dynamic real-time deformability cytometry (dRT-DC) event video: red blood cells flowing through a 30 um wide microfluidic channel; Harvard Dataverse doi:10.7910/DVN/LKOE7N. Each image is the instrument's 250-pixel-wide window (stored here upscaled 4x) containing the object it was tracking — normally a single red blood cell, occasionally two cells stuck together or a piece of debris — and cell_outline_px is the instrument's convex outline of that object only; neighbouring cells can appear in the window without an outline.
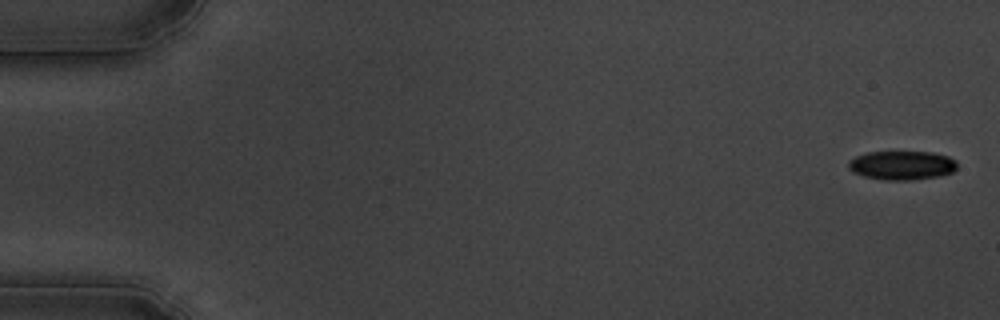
{"species": "common noctule bat (a hibernating species)", "species_latin": "Nyctalus noctula", "temperature_condition": "cold", "stored_images_in_passage": 53, "camera_frame_rate_fps": 3000, "um_per_image_px": 0.085, "animal": {"sex": "male", "body_mass_g": 19.5, "forearm_length_mm": 54.6}, "frame": {"image": 1, "passage_image": 2, "time_ms": 0.333, "image_size_px": [1000, 320], "cell_outline_px": [[956, 168], [952, 172], [940, 176], [908, 180], [884, 180], [864, 176], [852, 172], [848, 168], [848, 160], [856, 156], [868, 152], [932, 152], [948, 156], [956, 160]], "centroid_in_image_um": [76.64, 14.05], "position_along_channel_um": 8.4, "area_um2": 18.38}}
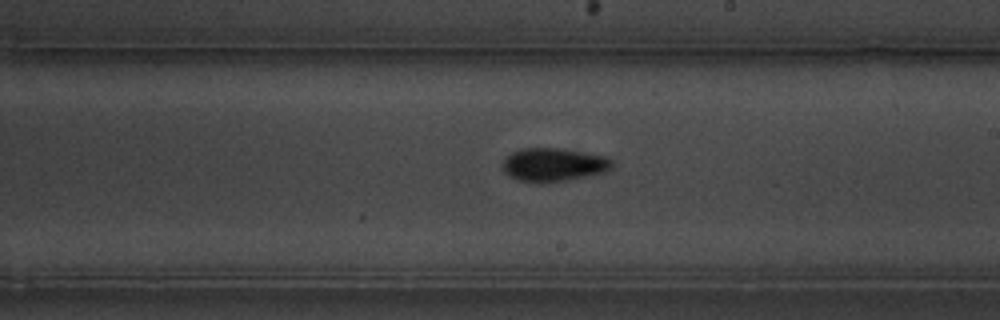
{"frame": {"image": 2, "passage_image": 33, "time_ms": 10.667, "image_size_px": [1000, 320], "cell_outline_px": [[612, 168], [604, 172], [592, 176], [568, 180], [540, 184], [516, 180], [508, 176], [504, 172], [500, 164], [512, 152], [524, 148], [560, 148], [608, 156], [612, 160]], "centroid_in_image_um": [47.05, 14.02], "position_along_channel_um": 242.0, "area_um2": 21.85}}
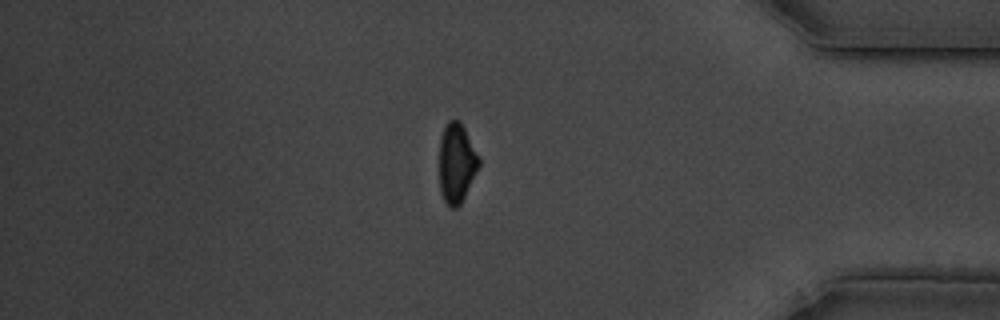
{"frame": {"image": 3, "passage_image": 48, "time_ms": 15.667, "image_size_px": [1000, 320], "cell_outline_px": [[480, 164], [460, 204], [456, 208], [452, 208], [444, 200], [440, 192], [440, 136], [448, 120], [460, 120], [480, 156]], "centroid_in_image_um": [38.81, 13.82], "position_along_channel_um": 396.4, "area_um2": 18.26}, "authors_computed_cell_mechanics": {"area_um2": 19.941, "velocity_mm_per_s": 3.647, "shape_relaxation_time_tau1_ms": 3.7081, "shape_relaxation_time_tau2_ms": null, "deformation_change_tau1": 0.0992, "deformation_change_tau2": null}}